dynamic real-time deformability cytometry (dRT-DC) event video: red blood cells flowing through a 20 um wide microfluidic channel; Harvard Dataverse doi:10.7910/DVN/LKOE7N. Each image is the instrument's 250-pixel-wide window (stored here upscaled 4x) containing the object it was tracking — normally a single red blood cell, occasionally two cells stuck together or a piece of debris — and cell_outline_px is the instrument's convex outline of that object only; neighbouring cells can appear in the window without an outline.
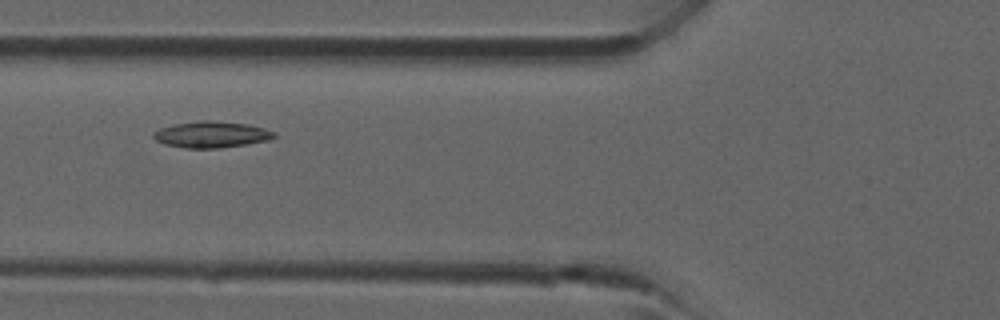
{"species": "common noctule bat (a hibernating species)", "species_latin": "Nyctalus noctula", "temperature_condition": "room temperature", "stored_images_in_passage": 2, "camera_frame_rate_fps": 3000, "um_per_image_px": 0.085, "animal": {"sex": "male", "forearm_length_mm": 52.5}, "frame": {"image": 1, "passage_image": 2, "time_ms": 1.0, "image_size_px": [1000, 320], "cell_outline_px": [[276, 136], [268, 140], [220, 148], [184, 148], [164, 144], [156, 140], [152, 136], [152, 132], [160, 128], [172, 124], [200, 120], [208, 120], [248, 124], [264, 128], [276, 132]], "centroid_in_image_um": [17.93, 11.43], "position_along_channel_um": 107.9, "area_um2": 18.55}}